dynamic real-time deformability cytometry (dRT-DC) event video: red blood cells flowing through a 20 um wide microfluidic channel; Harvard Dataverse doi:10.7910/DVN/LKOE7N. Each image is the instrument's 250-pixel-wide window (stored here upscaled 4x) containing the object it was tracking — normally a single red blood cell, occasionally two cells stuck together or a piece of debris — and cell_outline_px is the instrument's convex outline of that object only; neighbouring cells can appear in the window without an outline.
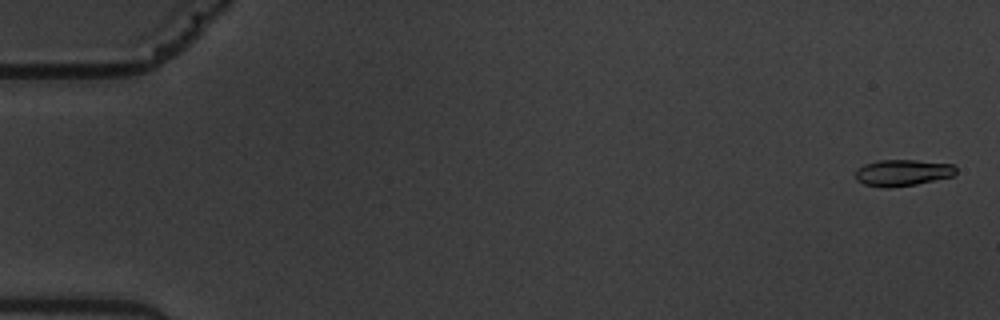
{"species": "common noctule bat (a hibernating species)", "species_latin": "Nyctalus noctula", "temperature_condition": "warm", "stored_images_in_passage": 8, "camera_frame_rate_fps": 3000, "um_per_image_px": 0.085, "animal": {"sex": "male", "body_mass_g": 19.5, "forearm_length_mm": 54.6}, "frame": {"image": 1, "passage_image": 1, "time_ms": 0.0, "image_size_px": [1000, 320], "cell_outline_px": [[956, 172], [952, 176], [916, 184], [888, 188], [884, 188], [864, 184], [856, 180], [856, 172], [864, 164], [880, 160], [916, 160], [952, 164], [956, 168]], "centroid_in_image_um": [76.71, 14.68], "position_along_channel_um": 8.3, "area_um2": 15.32}}
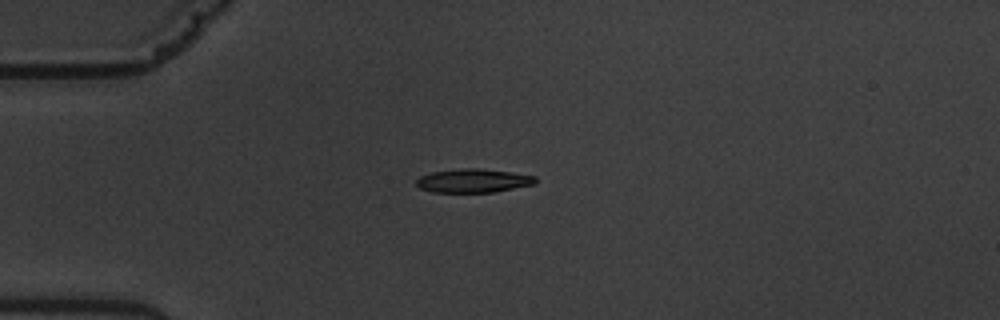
{"frame": {"image": 2, "passage_image": 5, "time_ms": 4.667, "image_size_px": [1000, 320], "cell_outline_px": [[536, 184], [492, 192], [432, 192], [420, 188], [416, 184], [416, 180], [420, 176], [432, 172], [464, 168], [476, 168], [508, 172], [536, 176]], "centroid_in_image_um": [40.21, 15.36], "position_along_channel_um": 44.8, "area_um2": 16.24}}
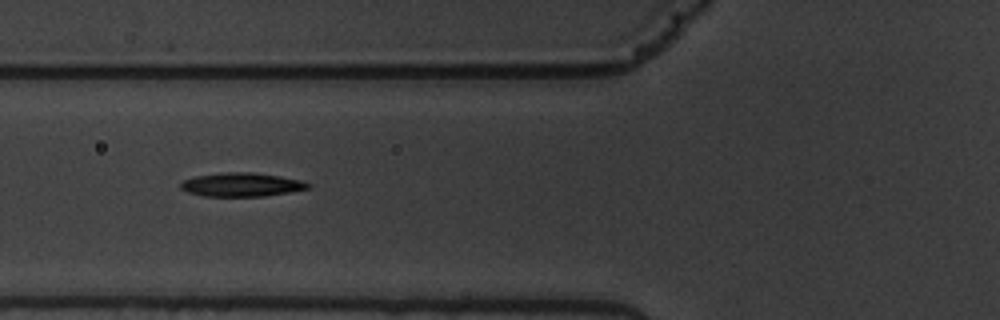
{"frame": {"image": 3, "passage_image": 7, "time_ms": 7.0, "image_size_px": [1000, 320], "cell_outline_px": [[312, 184], [308, 188], [288, 192], [264, 196], [204, 196], [188, 192], [180, 188], [180, 184], [184, 180], [196, 176], [224, 172], [252, 172], [280, 176], [304, 180]], "centroid_in_image_um": [20.56, 15.69], "position_along_channel_um": 105.2, "area_um2": 17.57}}